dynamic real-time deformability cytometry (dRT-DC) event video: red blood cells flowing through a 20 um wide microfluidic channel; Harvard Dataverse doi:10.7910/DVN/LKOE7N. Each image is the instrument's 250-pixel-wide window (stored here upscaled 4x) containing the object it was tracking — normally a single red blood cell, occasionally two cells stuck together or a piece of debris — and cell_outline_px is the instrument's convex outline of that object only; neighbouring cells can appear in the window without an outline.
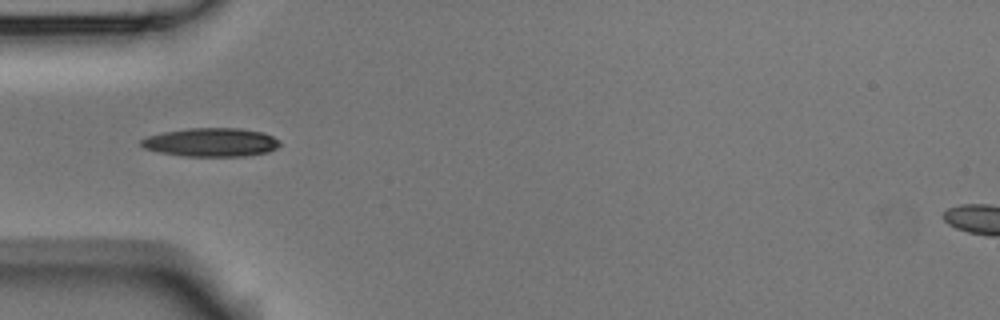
{"species": "Egyptian fruit bat (a non-hibernating species)", "species_latin": "Rousettus aegyptiacus", "temperature_condition": "room temperature", "stored_images_in_passage": 7, "camera_frame_rate_fps": 3000, "um_per_image_px": 0.085, "animal": {"sex": "male"}, "frame": {"image": 1, "passage_image": 4, "time_ms": 1.0, "image_size_px": [1000, 320], "cell_outline_px": [[280, 144], [276, 148], [268, 152], [244, 156], [184, 156], [160, 152], [144, 148], [140, 144], [140, 140], [148, 136], [164, 132], [188, 128], [240, 128], [260, 132], [272, 136], [280, 140]], "centroid_in_image_um": [17.94, 12.09], "position_along_channel_um": 67.1, "area_um2": 23.0}}
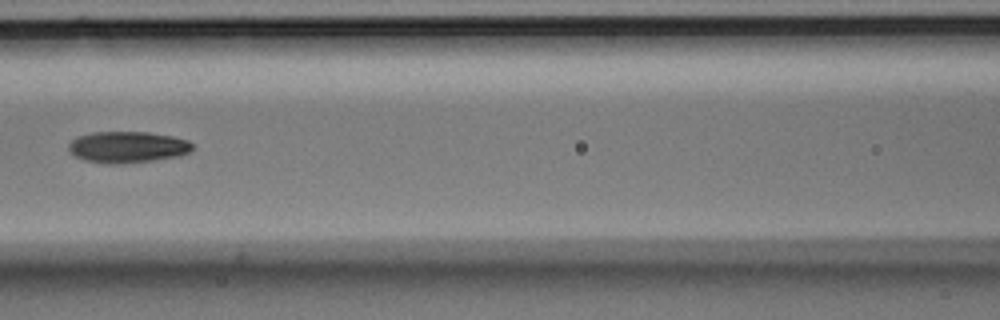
{"frame": {"image": 2, "passage_image": 6, "time_ms": 1.667, "image_size_px": [1000, 320], "cell_outline_px": [[192, 148], [188, 152], [180, 156], [152, 160], [116, 164], [108, 164], [84, 160], [76, 156], [68, 148], [68, 144], [72, 140], [80, 136], [92, 132], [148, 132], [172, 136], [188, 140], [192, 144]], "centroid_in_image_um": [10.84, 12.5], "position_along_channel_um": 155.8, "area_um2": 22.43}}
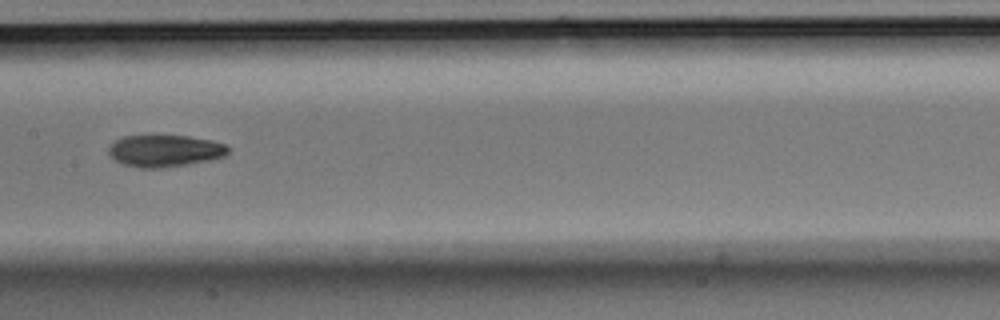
{"frame": {"image": 3, "passage_image": 7, "time_ms": 2.0, "image_size_px": [1000, 320], "cell_outline_px": [[228, 152], [224, 156], [208, 160], [188, 164], [164, 168], [140, 168], [124, 164], [116, 160], [108, 152], [108, 148], [116, 140], [124, 136], [188, 136], [212, 140], [224, 144], [228, 148]], "centroid_in_image_um": [14.01, 12.82], "position_along_channel_um": 193.4, "area_um2": 21.96}}